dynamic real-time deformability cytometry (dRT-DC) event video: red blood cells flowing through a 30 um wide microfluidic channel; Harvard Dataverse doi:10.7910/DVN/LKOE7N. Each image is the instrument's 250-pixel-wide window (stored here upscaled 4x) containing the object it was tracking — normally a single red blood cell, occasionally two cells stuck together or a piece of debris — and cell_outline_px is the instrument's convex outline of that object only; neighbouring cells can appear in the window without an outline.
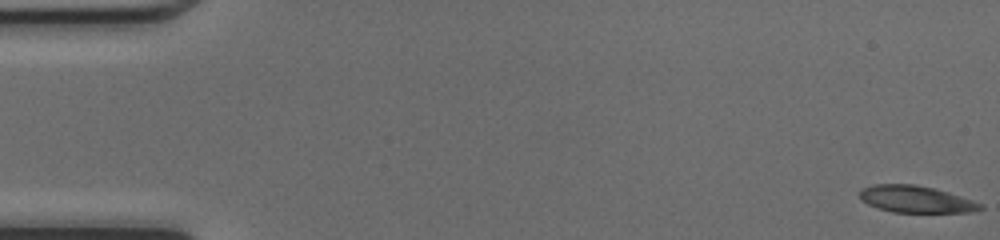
{"species": "common noctule bat (a hibernating species)", "species_latin": "Nyctalus noctula", "temperature_condition": "cold", "stored_images_in_passage": 49, "camera_frame_rate_fps": 3000, "um_per_image_px": 0.085, "animal": {"sex": "female", "body_mass_g": 17.0, "forearm_length_mm": 48.0}, "frame": {"image": 1, "passage_image": 1, "time_ms": 0.0, "image_size_px": [1000, 240], "cell_outline_px": [[984, 208], [972, 212], [892, 212], [868, 204], [860, 200], [860, 188], [872, 184], [916, 184], [936, 188], [984, 204]], "centroid_in_image_um": [77.85, 16.92], "position_along_channel_um": 7.2, "area_um2": 19.02}}
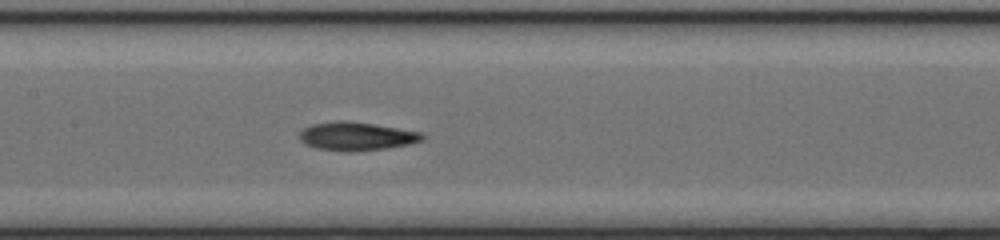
{"frame": {"image": 2, "passage_image": 24, "time_ms": 7.667, "image_size_px": [1000, 240], "cell_outline_px": [[428, 136], [424, 140], [408, 144], [388, 148], [344, 152], [316, 148], [304, 144], [300, 140], [300, 132], [304, 128], [312, 124], [336, 120], [344, 120], [372, 124], [420, 132]], "centroid_in_image_um": [30.29, 11.58], "position_along_channel_um": 177.1, "area_um2": 20.35}}
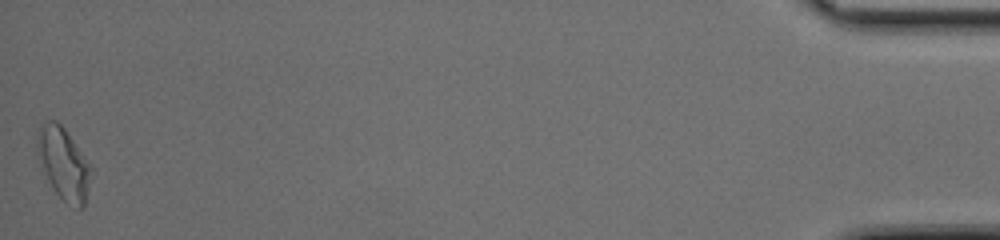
{"frame": {"image": 3, "passage_image": 49, "time_ms": 16.0, "image_size_px": [1000, 240], "cell_outline_px": [[92, 168], [84, 204], [80, 208], [64, 200], [56, 192], [48, 180], [36, 152], [40, 128], [44, 120], [56, 120], [64, 128]], "centroid_in_image_um": [5.39, 13.86], "position_along_channel_um": 429.8, "area_um2": 21.62}, "authors_computed_cell_mechanics": {"area_um2": 19.7098, "velocity_mm_per_s": 4.2493, "shape_relaxation_time_tau1_ms": 10.9596, "shape_relaxation_time_tau2_ms": 5.9423, "deformation_change_tau1": 0.3047, "deformation_change_tau2": 0.1757}}